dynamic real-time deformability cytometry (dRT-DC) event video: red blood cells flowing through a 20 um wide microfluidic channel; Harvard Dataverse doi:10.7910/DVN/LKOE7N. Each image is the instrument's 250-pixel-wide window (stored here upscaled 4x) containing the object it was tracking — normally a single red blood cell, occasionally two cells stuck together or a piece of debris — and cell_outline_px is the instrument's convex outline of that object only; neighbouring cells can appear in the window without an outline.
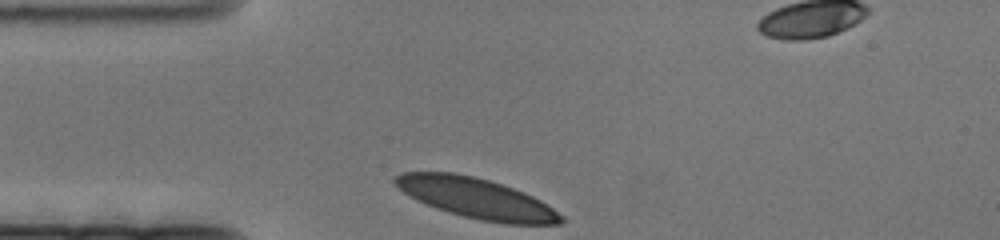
{"species": "human", "species_latin": "Homo sapiens", "temperature_condition": "cold", "stored_images_in_passage": 43, "camera_frame_rate_fps": 3000, "um_per_image_px": 0.085, "donor": {"sex": "female"}, "frame": {"image": 1, "passage_image": 1, "time_ms": 0.0, "image_size_px": [1000, 240], "cell_outline_px": [[564, 220], [560, 224], [504, 224], [480, 220], [448, 212], [436, 208], [416, 200], [404, 192], [392, 180], [400, 172], [452, 172], [472, 176], [488, 180], [524, 192], [540, 200], [564, 216]], "centroid_in_image_um": [40.5, 16.86], "position_along_channel_um": 44.5, "area_um2": 38.67}}
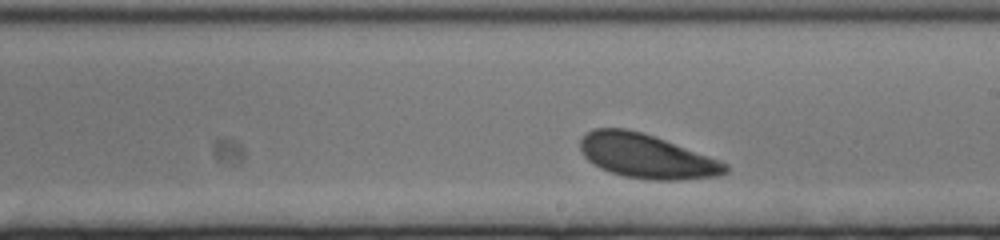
{"frame": {"image": 2, "passage_image": 26, "time_ms": 8.333, "image_size_px": [1000, 240], "cell_outline_px": [[728, 172], [716, 176], [680, 180], [648, 180], [624, 176], [600, 168], [592, 164], [584, 156], [580, 148], [580, 136], [592, 128], [628, 128], [664, 140], [720, 160], [728, 164]], "centroid_in_image_um": [54.91, 13.27], "position_along_channel_um": 234.1, "area_um2": 37.28}}
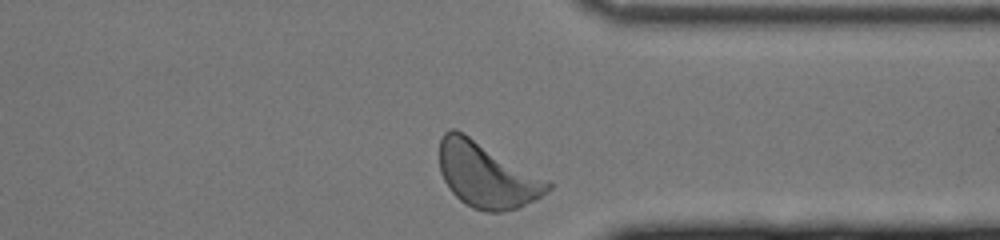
{"frame": {"image": 3, "passage_image": 43, "time_ms": 14.0, "image_size_px": [1000, 240], "cell_outline_px": [[552, 188], [548, 192], [516, 208], [504, 212], [488, 212], [472, 208], [460, 200], [452, 192], [444, 180], [440, 172], [440, 136], [444, 132], [452, 128], [456, 128], [464, 132], [552, 184]], "centroid_in_image_um": [41.31, 14.87], "position_along_channel_um": 370.1, "area_um2": 40.52}}